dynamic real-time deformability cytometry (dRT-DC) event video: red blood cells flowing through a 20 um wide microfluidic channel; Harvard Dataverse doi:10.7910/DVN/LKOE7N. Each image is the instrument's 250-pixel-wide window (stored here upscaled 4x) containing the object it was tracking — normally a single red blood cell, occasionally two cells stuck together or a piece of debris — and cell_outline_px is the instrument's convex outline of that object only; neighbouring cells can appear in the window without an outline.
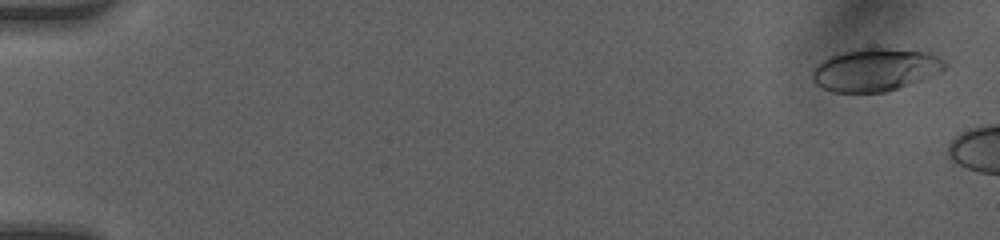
{"species": "human", "species_latin": "Homo sapiens", "temperature_condition": "room temperature", "stored_images_in_passage": 3, "camera_frame_rate_fps": 3000, "um_per_image_px": 0.085, "donor": {"sex": "female"}, "frame": {"image": 1, "passage_image": 1, "time_ms": 0.0, "image_size_px": [1000, 240], "cell_outline_px": [[948, 64], [944, 68], [908, 84], [884, 92], [832, 92], [820, 88], [812, 80], [812, 68], [816, 64], [828, 56], [840, 52], [860, 48], [888, 48], [928, 52], [940, 56]], "centroid_in_image_um": [74.3, 5.91], "position_along_channel_um": 10.7, "area_um2": 32.83}}